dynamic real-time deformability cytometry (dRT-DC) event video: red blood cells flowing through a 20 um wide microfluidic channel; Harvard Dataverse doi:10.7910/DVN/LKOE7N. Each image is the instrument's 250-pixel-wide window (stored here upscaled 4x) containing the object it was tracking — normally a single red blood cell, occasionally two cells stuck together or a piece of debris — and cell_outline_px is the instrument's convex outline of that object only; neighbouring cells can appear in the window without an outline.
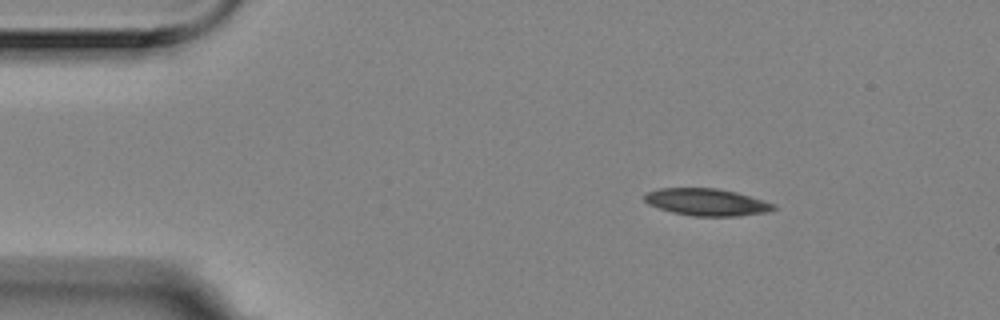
{"species": "Egyptian fruit bat (a non-hibernating species)", "species_latin": "Rousettus aegyptiacus", "temperature_condition": "room temperature", "stored_images_in_passage": 3, "camera_frame_rate_fps": 3000, "um_per_image_px": 0.085, "animal": {"sex": "female"}, "frame": {"image": 1, "passage_image": 1, "time_ms": 0.0, "image_size_px": [1000, 320], "cell_outline_px": [[776, 208], [768, 212], [736, 216], [692, 216], [672, 212], [648, 204], [644, 200], [644, 192], [660, 188], [716, 188], [736, 192], [764, 200], [776, 204]], "centroid_in_image_um": [60.06, 17.17], "position_along_channel_um": 24.9, "area_um2": 20.46}}